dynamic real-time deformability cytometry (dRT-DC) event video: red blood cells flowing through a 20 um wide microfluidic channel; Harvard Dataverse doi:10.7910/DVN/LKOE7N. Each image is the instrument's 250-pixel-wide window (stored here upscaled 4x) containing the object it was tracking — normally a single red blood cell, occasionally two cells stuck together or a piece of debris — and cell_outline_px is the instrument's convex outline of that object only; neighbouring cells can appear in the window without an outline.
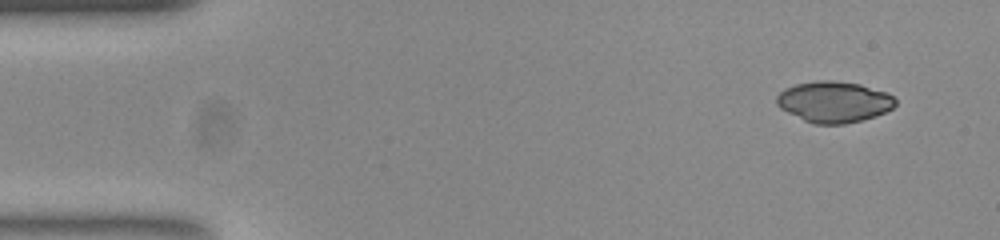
{"species": "common noctule bat (a hibernating species)", "species_latin": "Nyctalus noctula", "temperature_condition": "room temperature", "stored_images_in_passage": 13, "camera_frame_rate_fps": 3000, "um_per_image_px": 0.085, "animal": {"sex": "female", "body_mass_g": 23.0, "forearm_length_mm": 53.4}, "frame": {"image": 1, "passage_image": 1, "time_ms": 0.0, "image_size_px": [1000, 240], "cell_outline_px": [[896, 104], [892, 108], [876, 116], [844, 124], [816, 124], [804, 120], [780, 108], [776, 104], [776, 96], [784, 88], [796, 84], [816, 80], [832, 80], [860, 84], [888, 92], [896, 100]], "centroid_in_image_um": [70.88, 8.64], "position_along_channel_um": 14.1, "area_um2": 28.44}}
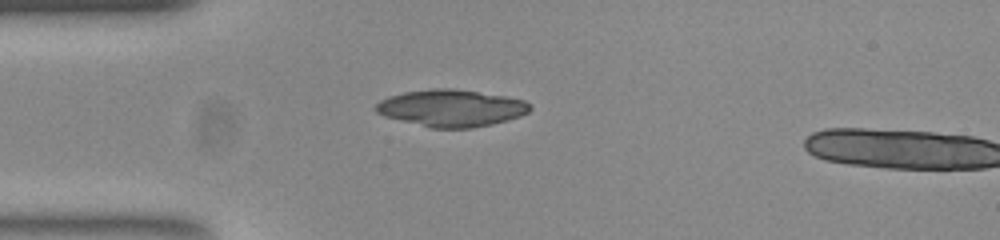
{"frame": {"image": 2, "passage_image": 11, "time_ms": 3.333, "image_size_px": [1000, 240], "cell_outline_px": [[532, 108], [528, 112], [520, 116], [508, 120], [492, 124], [472, 128], [432, 128], [384, 116], [376, 112], [372, 108], [380, 100], [388, 96], [404, 92], [436, 88], [452, 88], [504, 96], [524, 100]], "centroid_in_image_um": [38.33, 9.19], "position_along_channel_um": 46.7, "area_um2": 33.12}}